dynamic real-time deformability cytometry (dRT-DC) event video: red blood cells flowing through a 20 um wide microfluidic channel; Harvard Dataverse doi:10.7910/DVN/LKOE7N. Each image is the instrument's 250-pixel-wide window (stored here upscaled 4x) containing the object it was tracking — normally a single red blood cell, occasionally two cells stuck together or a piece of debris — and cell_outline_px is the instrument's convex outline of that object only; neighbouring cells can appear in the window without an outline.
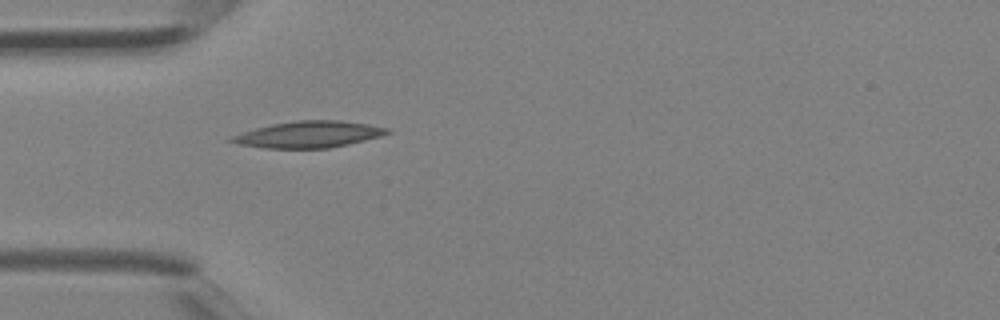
{"species": "Egyptian fruit bat (a non-hibernating species)", "species_latin": "Rousettus aegyptiacus", "temperature_condition": "room temperature", "stored_images_in_passage": 2, "camera_frame_rate_fps": 3000, "um_per_image_px": 0.085, "animal": {"sex": "female"}, "frame": {"image": 1, "passage_image": 2, "time_ms": 0.333, "image_size_px": [1000, 320], "cell_outline_px": [[392, 132], [380, 136], [348, 144], [328, 148], [264, 148], [236, 144], [224, 140], [228, 136], [256, 128], [272, 124], [296, 120], [340, 120], [368, 124], [388, 128]], "centroid_in_image_um": [26.16, 11.42], "position_along_channel_um": 58.8, "area_um2": 24.16}}